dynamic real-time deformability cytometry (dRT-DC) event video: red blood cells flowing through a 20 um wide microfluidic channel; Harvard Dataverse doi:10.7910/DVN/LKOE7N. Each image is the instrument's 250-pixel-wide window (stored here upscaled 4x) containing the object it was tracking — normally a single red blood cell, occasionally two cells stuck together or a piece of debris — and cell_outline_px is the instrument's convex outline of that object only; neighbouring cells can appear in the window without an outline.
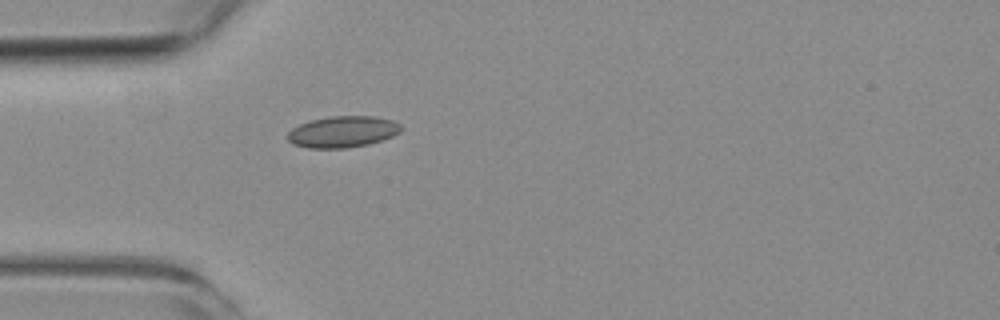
{"species": "common noctule bat (a hibernating species)", "species_latin": "Nyctalus noctula", "temperature_condition": "room temperature", "stored_images_in_passage": 3, "camera_frame_rate_fps": 3000, "um_per_image_px": 0.085, "animal": {"sex": "female", "body_mass_g": 19.3, "forearm_length_mm": 54.1}, "frame": {"image": 1, "passage_image": 3, "time_ms": 4.0, "image_size_px": [1000, 320], "cell_outline_px": [[404, 128], [400, 132], [392, 136], [368, 144], [344, 148], [308, 148], [292, 144], [288, 140], [288, 132], [292, 128], [300, 124], [312, 120], [328, 116], [376, 116], [392, 120], [400, 124]], "centroid_in_image_um": [29.13, 11.19], "position_along_channel_um": 55.9, "area_um2": 20.75}}